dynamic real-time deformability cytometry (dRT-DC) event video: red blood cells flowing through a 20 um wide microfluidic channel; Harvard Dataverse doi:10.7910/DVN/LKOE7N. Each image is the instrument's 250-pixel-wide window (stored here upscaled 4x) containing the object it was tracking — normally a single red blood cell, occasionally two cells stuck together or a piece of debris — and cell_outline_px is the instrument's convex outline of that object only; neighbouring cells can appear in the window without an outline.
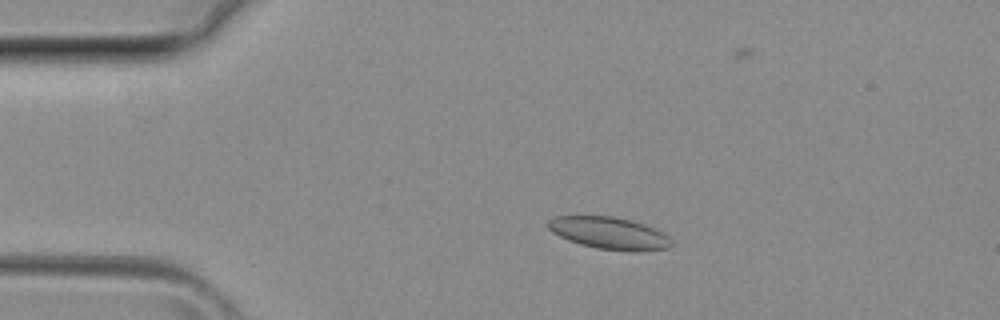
{"species": "common noctule bat (a hibernating species)", "species_latin": "Nyctalus noctula", "temperature_condition": "room temperature", "stored_images_in_passage": 39, "camera_frame_rate_fps": 3000, "um_per_image_px": 0.085, "animal": {"sex": "female", "body_mass_g": 29.2, "forearm_length_mm": 56.3}, "frame": {"image": 1, "passage_image": 7, "time_ms": 2.0, "image_size_px": [1000, 320], "cell_outline_px": [[672, 244], [668, 248], [640, 252], [628, 252], [596, 248], [580, 244], [568, 240], [552, 232], [548, 228], [548, 220], [556, 216], [612, 216], [632, 220], [644, 224], [668, 236]], "centroid_in_image_um": [51.78, 19.83], "position_along_channel_um": 33.2, "area_um2": 23.12}}
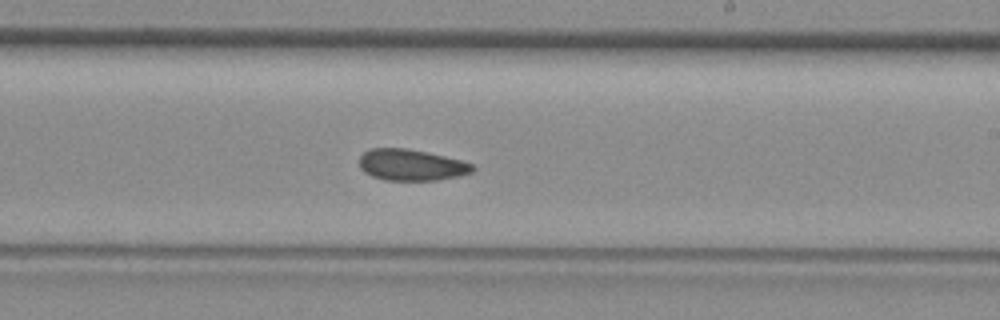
{"frame": {"image": 2, "passage_image": 22, "time_ms": 7.0, "image_size_px": [1000, 320], "cell_outline_px": [[476, 168], [472, 172], [460, 176], [436, 180], [384, 180], [372, 176], [364, 172], [360, 168], [360, 156], [364, 152], [372, 148], [404, 148], [444, 156], [460, 160], [472, 164]], "centroid_in_image_um": [34.95, 14.03], "position_along_channel_um": 254.0, "area_um2": 20.52}}
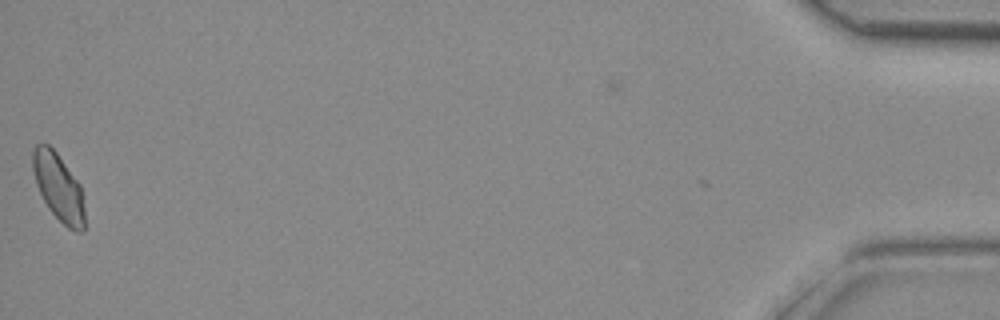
{"frame": {"image": 3, "passage_image": 38, "time_ms": 12.333, "image_size_px": [1000, 320], "cell_outline_px": [[84, 232], [76, 232], [68, 228], [48, 208], [36, 184], [32, 168], [32, 152], [36, 144], [48, 144], [56, 152], [80, 184], [84, 208]], "centroid_in_image_um": [4.97, 15.91], "position_along_channel_um": 430.2, "area_um2": 20.17}}